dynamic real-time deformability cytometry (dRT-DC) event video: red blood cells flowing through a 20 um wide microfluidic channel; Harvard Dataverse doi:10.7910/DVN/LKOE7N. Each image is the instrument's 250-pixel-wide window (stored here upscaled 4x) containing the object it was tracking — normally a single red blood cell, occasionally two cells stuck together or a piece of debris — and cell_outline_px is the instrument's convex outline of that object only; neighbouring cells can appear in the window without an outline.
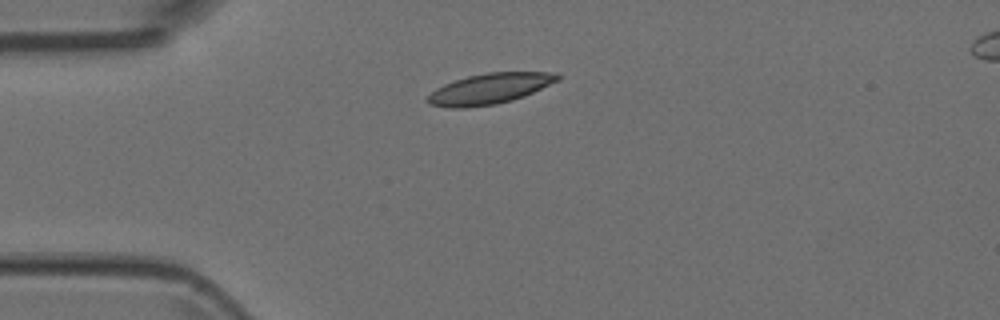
{"species": "Egyptian fruit bat (a non-hibernating species)", "species_latin": "Rousettus aegyptiacus", "temperature_condition": "room temperature", "stored_images_in_passage": 4, "camera_frame_rate_fps": 3000, "um_per_image_px": 0.085, "animal": {"sex": "female"}, "frame": {"image": 1, "passage_image": 1, "time_ms": 0.0, "image_size_px": [1000, 320], "cell_outline_px": [[560, 80], [524, 96], [512, 100], [496, 104], [468, 108], [452, 108], [428, 104], [424, 100], [436, 88], [444, 84], [468, 76], [488, 72], [560, 72]], "centroid_in_image_um": [41.63, 7.54], "position_along_channel_um": 43.4, "area_um2": 23.29}}
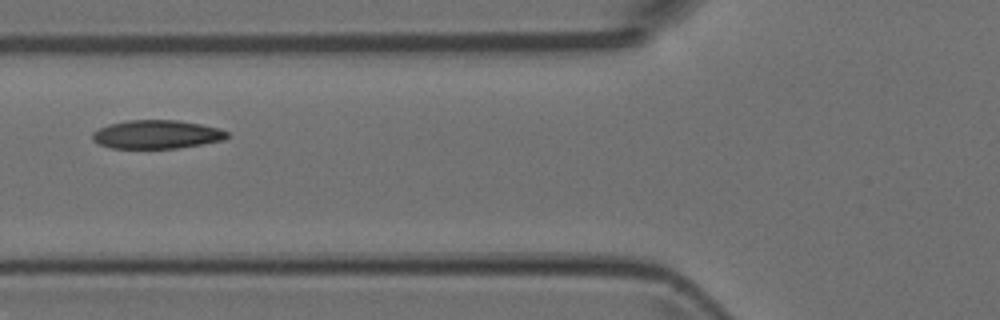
{"frame": {"image": 2, "passage_image": 3, "time_ms": 0.667, "image_size_px": [1000, 320], "cell_outline_px": [[228, 136], [224, 140], [176, 148], [112, 148], [100, 144], [92, 140], [92, 132], [108, 124], [128, 120], [180, 120], [220, 128], [228, 132]], "centroid_in_image_um": [13.32, 11.42], "position_along_channel_um": 112.5, "area_um2": 22.37}}
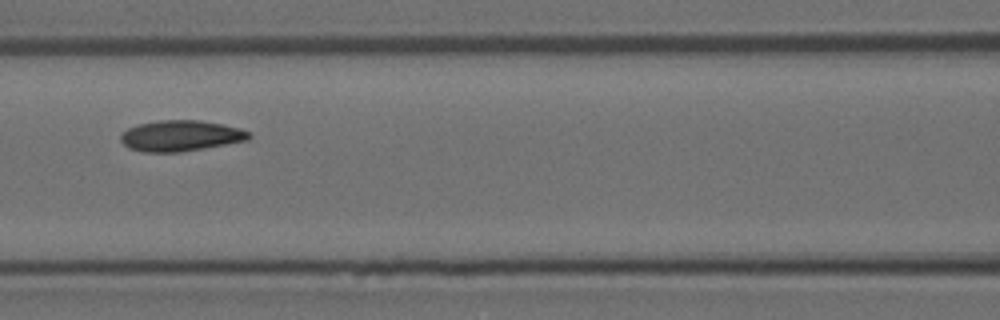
{"frame": {"image": 3, "passage_image": 4, "time_ms": 1.0, "image_size_px": [1000, 320], "cell_outline_px": [[252, 136], [248, 140], [204, 148], [180, 152], [144, 152], [128, 148], [120, 140], [120, 132], [128, 128], [140, 124], [160, 120], [200, 120], [240, 128], [248, 132]], "centroid_in_image_um": [15.33, 11.54], "position_along_channel_um": 151.3, "area_um2": 23.0}}